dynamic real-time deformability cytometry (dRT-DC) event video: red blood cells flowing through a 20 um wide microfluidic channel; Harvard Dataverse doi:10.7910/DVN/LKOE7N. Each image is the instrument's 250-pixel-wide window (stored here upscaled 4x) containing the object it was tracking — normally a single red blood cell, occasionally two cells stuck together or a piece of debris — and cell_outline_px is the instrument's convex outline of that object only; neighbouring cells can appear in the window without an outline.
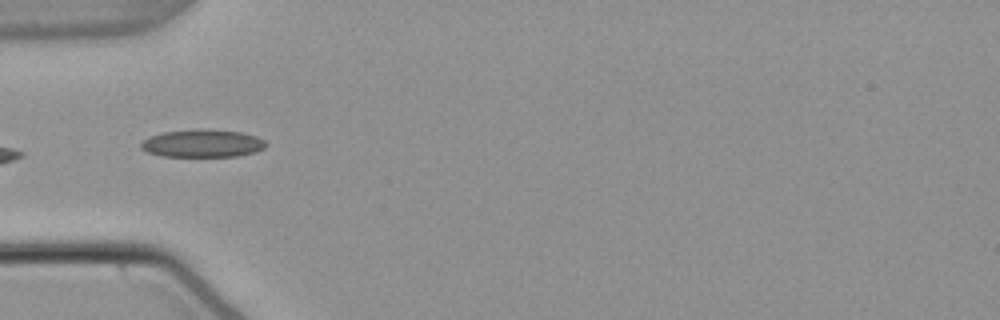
{"species": "common noctule bat (a hibernating species)", "species_latin": "Nyctalus noctula", "temperature_condition": "warm", "stored_images_in_passage": 38, "camera_frame_rate_fps": 3000, "um_per_image_px": 0.085, "animal": {"sex": "male", "body_mass_g": 21.5, "forearm_length_mm": 52.0}, "frame": {"image": 1, "passage_image": 2, "time_ms": 0.333, "image_size_px": [1000, 320], "cell_outline_px": [[268, 144], [264, 148], [256, 152], [236, 156], [164, 156], [148, 152], [140, 148], [140, 144], [144, 140], [152, 136], [164, 132], [240, 132], [256, 136], [264, 140]], "centroid_in_image_um": [17.25, 12.24], "position_along_channel_um": 67.8, "area_um2": 19.02}}
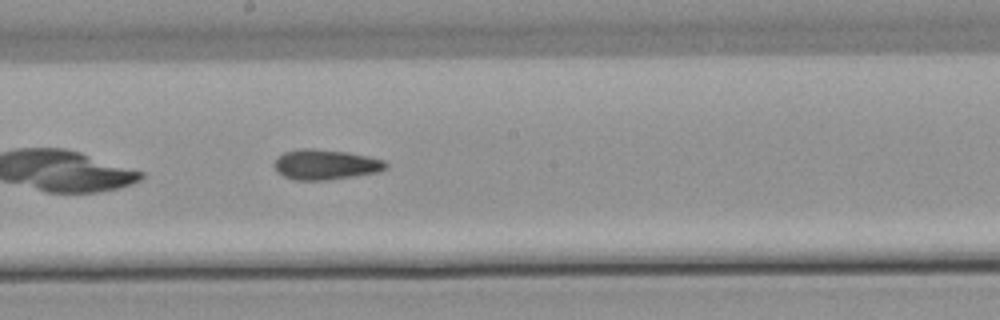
{"frame": {"image": 2, "passage_image": 14, "time_ms": 4.333, "image_size_px": [1000, 320], "cell_outline_px": [[388, 168], [376, 172], [352, 176], [324, 180], [296, 180], [284, 176], [276, 172], [272, 164], [284, 152], [300, 148], [312, 148], [348, 152], [384, 160], [388, 164]], "centroid_in_image_um": [27.64, 13.98], "position_along_channel_um": 220.6, "area_um2": 19.54}}
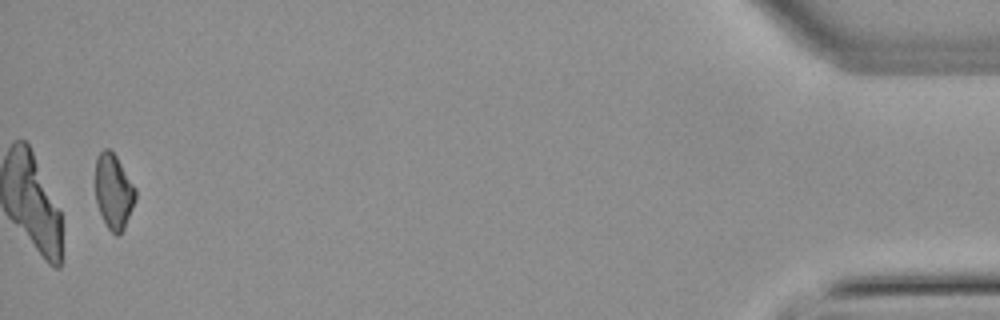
{"frame": {"image": 3, "passage_image": 37, "time_ms": 12.0, "image_size_px": [1000, 320], "cell_outline_px": [[136, 200], [124, 228], [120, 236], [116, 236], [108, 228], [100, 212], [96, 200], [96, 156], [104, 148], [108, 148], [116, 156], [136, 188]], "centroid_in_image_um": [9.67, 16.28], "position_along_channel_um": 425.5, "area_um2": 17.46}, "authors_computed_cell_mechanics": {"area_um2": 18.7561, "velocity_mm_per_s": 3.8248, "shape_relaxation_time_tau1_ms": null, "shape_relaxation_time_tau2_ms": 3.6553, "deformation_change_tau1": null, "deformation_change_tau2": 0.1121}}